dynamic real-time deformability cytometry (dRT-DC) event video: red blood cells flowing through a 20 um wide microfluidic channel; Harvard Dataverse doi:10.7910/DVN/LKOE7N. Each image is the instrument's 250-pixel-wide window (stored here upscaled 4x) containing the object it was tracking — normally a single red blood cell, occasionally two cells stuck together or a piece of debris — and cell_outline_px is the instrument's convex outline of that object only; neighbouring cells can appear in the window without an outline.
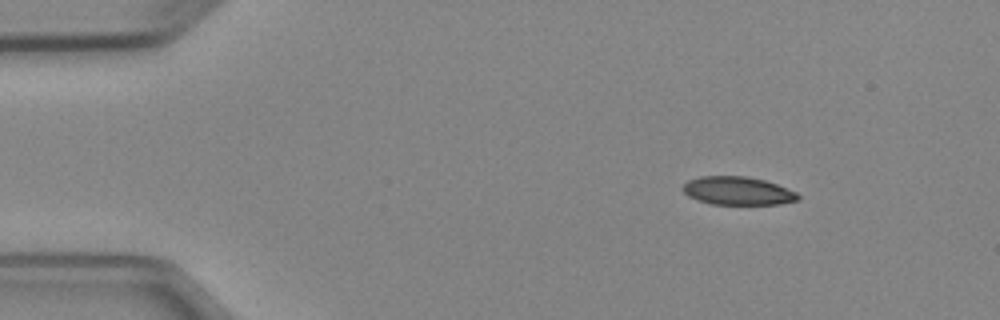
{"species": "Egyptian fruit bat (a non-hibernating species)", "species_latin": "Rousettus aegyptiacus", "temperature_condition": "cold", "stored_images_in_passage": 3, "camera_frame_rate_fps": 3000, "um_per_image_px": 0.085, "animal": {"sex": "female"}, "frame": {"image": 1, "passage_image": 1, "time_ms": 0.0, "image_size_px": [1000, 320], "cell_outline_px": [[800, 200], [780, 204], [712, 204], [696, 200], [688, 196], [680, 188], [688, 180], [700, 176], [744, 176], [764, 180], [776, 184], [796, 192], [800, 196]], "centroid_in_image_um": [62.68, 16.22], "position_along_channel_um": 22.3, "area_um2": 19.02}}